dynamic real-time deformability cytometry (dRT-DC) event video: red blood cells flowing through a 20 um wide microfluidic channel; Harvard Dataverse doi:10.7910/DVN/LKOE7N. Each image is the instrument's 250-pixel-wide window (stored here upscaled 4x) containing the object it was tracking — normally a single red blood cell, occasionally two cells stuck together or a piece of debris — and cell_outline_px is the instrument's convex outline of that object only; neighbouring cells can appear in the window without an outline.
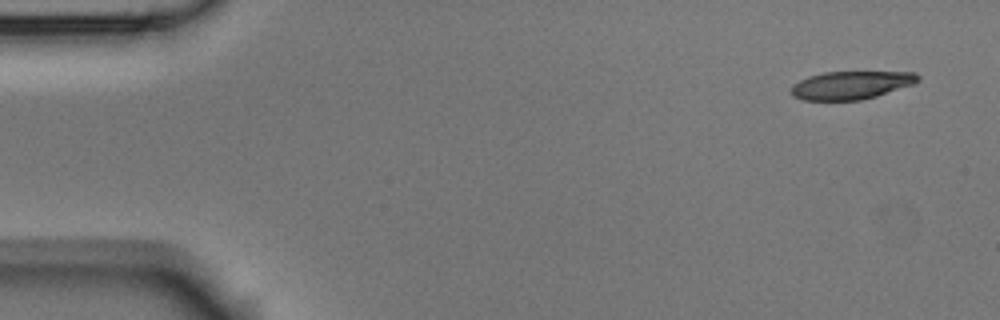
{"species": "Egyptian fruit bat (a non-hibernating species)", "species_latin": "Rousettus aegyptiacus", "temperature_condition": "room temperature", "stored_images_in_passage": 6, "camera_frame_rate_fps": 3000, "um_per_image_px": 0.085, "animal": {"sex": "male"}, "frame": {"image": 1, "passage_image": 1, "time_ms": 0.0, "image_size_px": [1000, 320], "cell_outline_px": [[920, 80], [912, 84], [876, 96], [860, 100], [800, 100], [792, 96], [788, 92], [788, 88], [792, 84], [808, 76], [824, 72], [916, 72], [920, 76]], "centroid_in_image_um": [72.26, 7.24], "position_along_channel_um": 12.7, "area_um2": 20.92}}
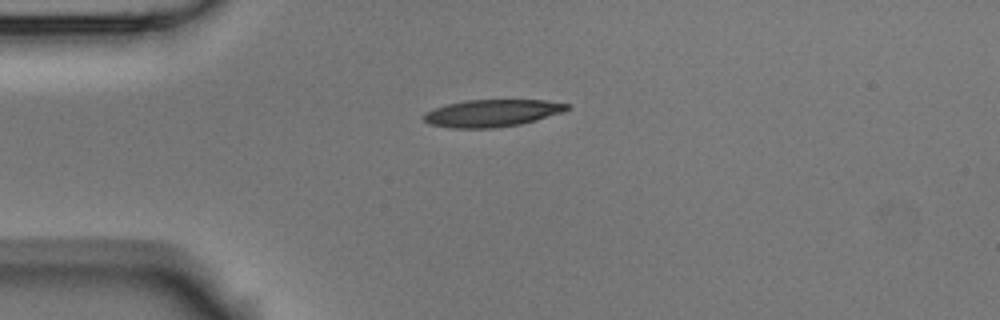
{"frame": {"image": 2, "passage_image": 4, "time_ms": 1.0, "image_size_px": [1000, 320], "cell_outline_px": [[568, 108], [564, 112], [536, 120], [520, 124], [492, 128], [452, 128], [428, 124], [424, 120], [424, 112], [448, 104], [464, 100], [544, 100], [568, 104]], "centroid_in_image_um": [41.81, 9.62], "position_along_channel_um": 43.2, "area_um2": 22.6}}
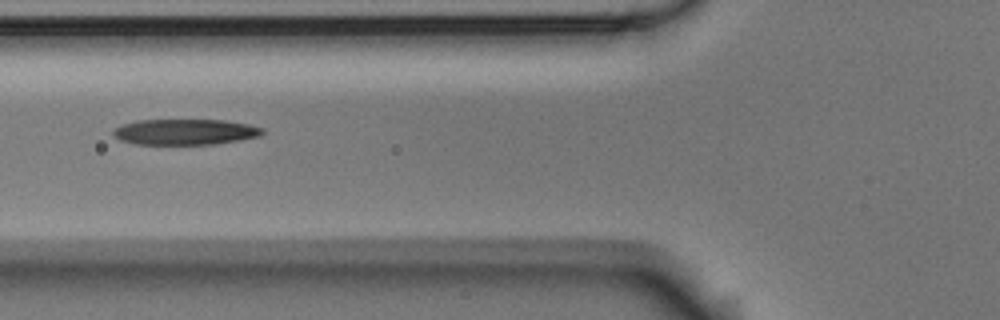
{"frame": {"image": 3, "passage_image": 6, "time_ms": 1.667, "image_size_px": [1000, 320], "cell_outline_px": [[264, 132], [260, 136], [240, 140], [216, 144], [136, 144], [120, 140], [112, 132], [112, 128], [136, 120], [224, 120], [248, 124], [264, 128]], "centroid_in_image_um": [15.75, 11.21], "position_along_channel_um": 110.1, "area_um2": 22.43}}